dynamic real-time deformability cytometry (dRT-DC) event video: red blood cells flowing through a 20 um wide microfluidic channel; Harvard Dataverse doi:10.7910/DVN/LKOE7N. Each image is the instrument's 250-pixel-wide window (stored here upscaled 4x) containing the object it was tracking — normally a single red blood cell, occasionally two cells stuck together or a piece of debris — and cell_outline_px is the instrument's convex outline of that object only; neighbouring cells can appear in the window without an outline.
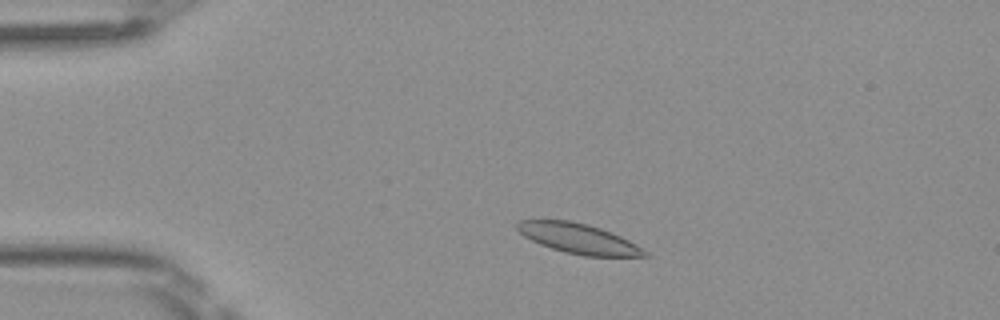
{"species": "Egyptian fruit bat (a non-hibernating species)", "species_latin": "Rousettus aegyptiacus", "temperature_condition": "room temperature", "stored_images_in_passage": 46, "camera_frame_rate_fps": 3000, "um_per_image_px": 0.085, "frame": {"image": 1, "passage_image": 7, "time_ms": 2.0, "image_size_px": [1000, 320], "cell_outline_px": [[652, 256], [584, 256], [564, 252], [540, 244], [524, 236], [516, 228], [516, 224], [520, 220], [572, 220], [588, 224], [612, 232], [628, 240], [648, 252]], "centroid_in_image_um": [49.17, 20.27], "position_along_channel_um": 35.8, "area_um2": 22.2}}
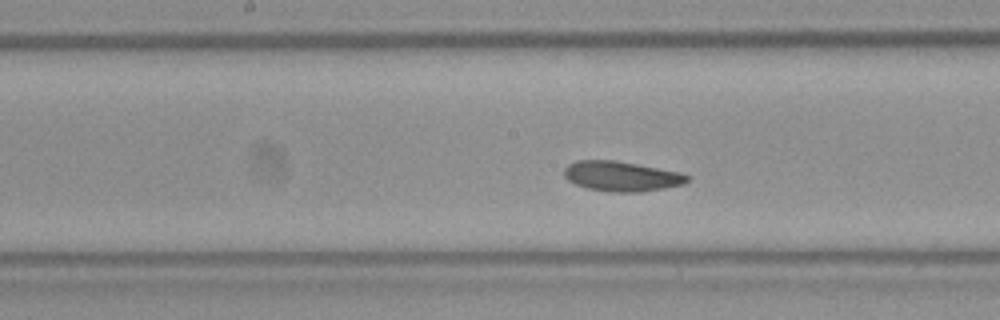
{"frame": {"image": 2, "passage_image": 22, "time_ms": 7.0, "image_size_px": [1000, 320], "cell_outline_px": [[688, 180], [684, 184], [664, 188], [640, 192], [608, 192], [588, 188], [576, 184], [568, 180], [564, 176], [564, 168], [568, 164], [576, 160], [616, 160], [680, 172], [688, 176]], "centroid_in_image_um": [52.8, 14.98], "position_along_channel_um": 195.4, "area_um2": 21.5}}
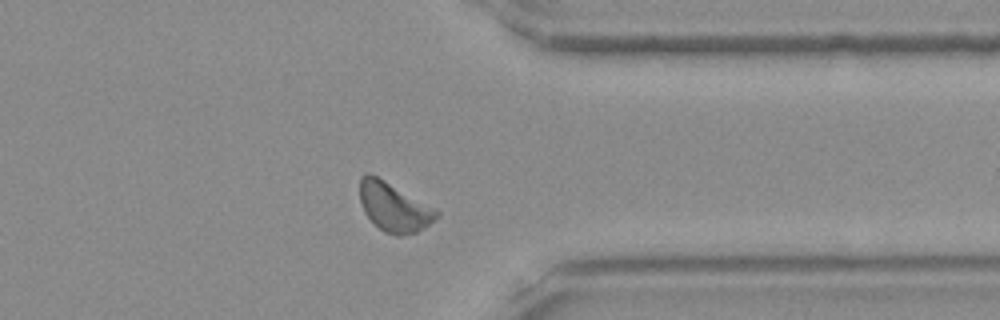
{"frame": {"image": 3, "passage_image": 36, "time_ms": 11.667, "image_size_px": [1000, 320], "cell_outline_px": [[440, 216], [416, 232], [400, 236], [396, 236], [384, 232], [364, 212], [360, 204], [360, 176], [364, 172], [368, 172], [376, 176], [440, 212]], "centroid_in_image_um": [33.44, 17.61], "position_along_channel_um": 378.0, "area_um2": 21.33}, "authors_computed_cell_mechanics": {"area_um2": 21.4727, "velocity_mm_per_s": 4.0284, "shape_relaxation_time_tau1_ms": 11.1772, "shape_relaxation_time_tau2_ms": 2.9006, "deformation_change_tau1": 0.1808, "deformation_change_tau2": 0.0866}}